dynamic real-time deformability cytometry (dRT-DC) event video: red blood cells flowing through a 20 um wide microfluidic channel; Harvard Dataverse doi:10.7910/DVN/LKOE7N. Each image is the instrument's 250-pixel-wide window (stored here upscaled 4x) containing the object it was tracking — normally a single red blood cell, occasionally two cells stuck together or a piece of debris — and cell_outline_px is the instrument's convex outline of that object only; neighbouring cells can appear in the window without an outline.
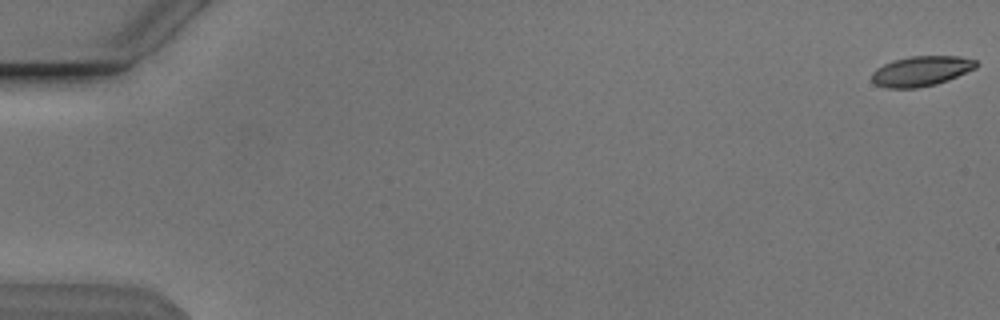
{"species": "Egyptian fruit bat (a non-hibernating species)", "species_latin": "Rousettus aegyptiacus", "temperature_condition": "cold", "stored_images_in_passage": 45, "camera_frame_rate_fps": 3000, "um_per_image_px": 0.085, "animal": {"sex": "male"}, "frame": {"image": 1, "passage_image": 1, "time_ms": 0.0, "image_size_px": [1000, 320], "cell_outline_px": [[976, 68], [948, 80], [936, 84], [916, 88], [884, 88], [876, 84], [872, 80], [872, 72], [876, 68], [884, 64], [896, 60], [912, 56], [960, 56], [976, 60]], "centroid_in_image_um": [78.3, 6.05], "position_along_channel_um": 6.7, "area_um2": 18.15}}
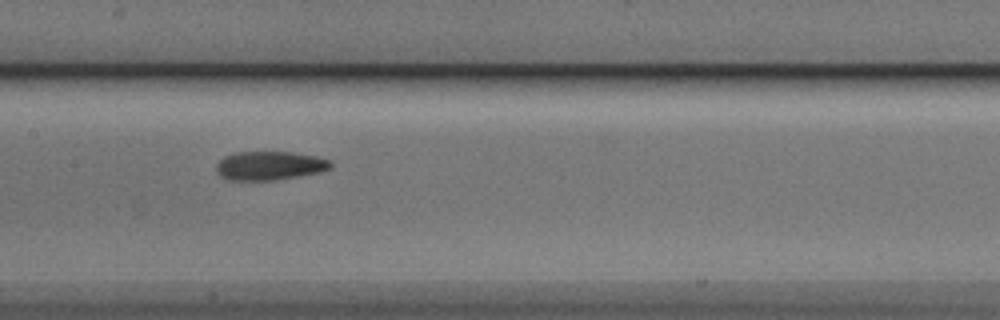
{"frame": {"image": 2, "passage_image": 28, "time_ms": 9.0, "image_size_px": [1000, 320], "cell_outline_px": [[332, 164], [328, 168], [316, 172], [276, 180], [228, 180], [220, 176], [216, 172], [216, 164], [224, 156], [236, 152], [292, 152], [332, 160]], "centroid_in_image_um": [22.84, 14.08], "position_along_channel_um": 184.6, "area_um2": 18.96}}
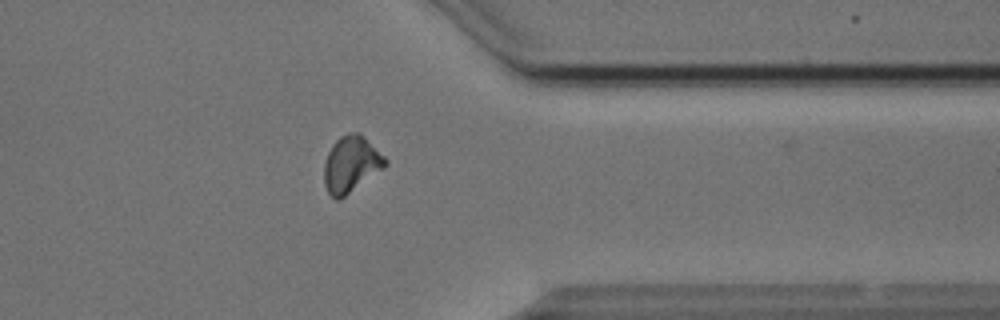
{"frame": {"image": 3, "passage_image": 44, "time_ms": 14.333, "image_size_px": [1000, 320], "cell_outline_px": [[388, 164], [340, 200], [336, 200], [328, 192], [324, 184], [324, 164], [328, 152], [332, 144], [340, 136], [348, 132], [360, 132], [388, 160]], "centroid_in_image_um": [29.83, 13.94], "position_along_channel_um": 381.6, "area_um2": 20.0}}